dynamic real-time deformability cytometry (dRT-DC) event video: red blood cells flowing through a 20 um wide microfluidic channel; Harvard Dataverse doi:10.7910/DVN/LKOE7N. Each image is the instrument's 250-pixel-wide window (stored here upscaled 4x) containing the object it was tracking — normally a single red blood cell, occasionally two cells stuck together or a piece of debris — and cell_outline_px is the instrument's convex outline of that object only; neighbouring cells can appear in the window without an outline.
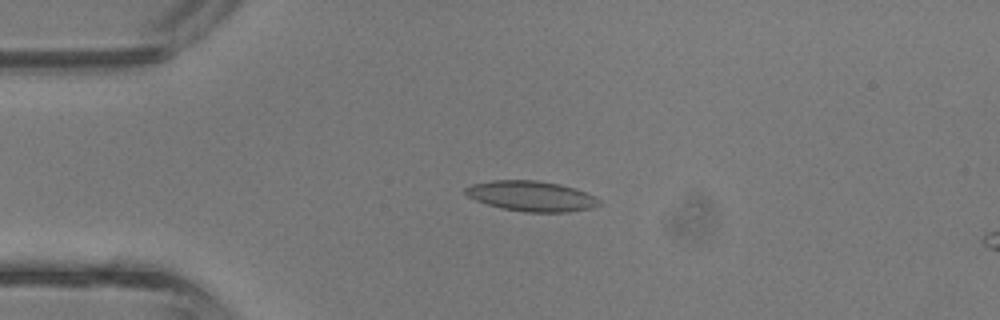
{"species": "common noctule bat (a hibernating species)", "species_latin": "Nyctalus noctula", "temperature_condition": "room temperature", "stored_images_in_passage": 37, "camera_frame_rate_fps": 3000, "um_per_image_px": 0.085, "animal": {"sex": "male", "body_mass_g": 13.3}, "frame": {"image": 1, "passage_image": 9, "time_ms": 2.667, "image_size_px": [1000, 320], "cell_outline_px": [[600, 204], [592, 208], [568, 212], [524, 212], [504, 208], [488, 204], [476, 200], [468, 196], [464, 192], [464, 188], [472, 184], [492, 180], [536, 180], [560, 184], [576, 188], [600, 200]], "centroid_in_image_um": [45.16, 16.66], "position_along_channel_um": 39.8, "area_um2": 23.47}}
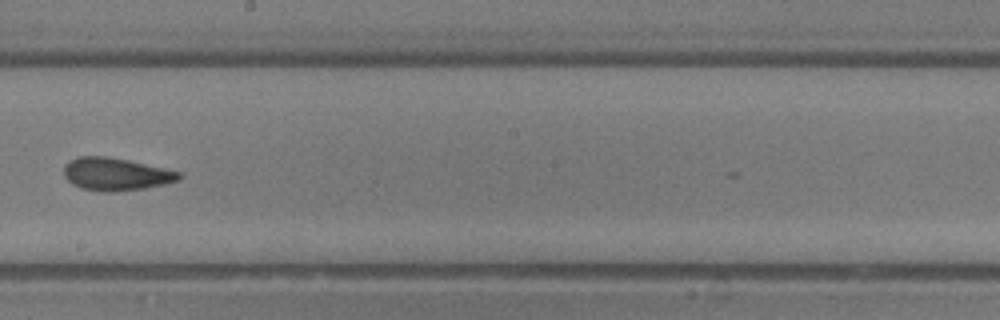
{"frame": {"image": 2, "passage_image": 23, "time_ms": 7.333, "image_size_px": [1000, 320], "cell_outline_px": [[184, 176], [180, 180], [168, 184], [144, 188], [112, 192], [100, 192], [80, 188], [72, 184], [64, 176], [64, 164], [68, 160], [80, 156], [108, 156], [128, 160], [164, 168], [180, 172]], "centroid_in_image_um": [9.85, 14.81], "position_along_channel_um": 238.3, "area_um2": 22.25}}
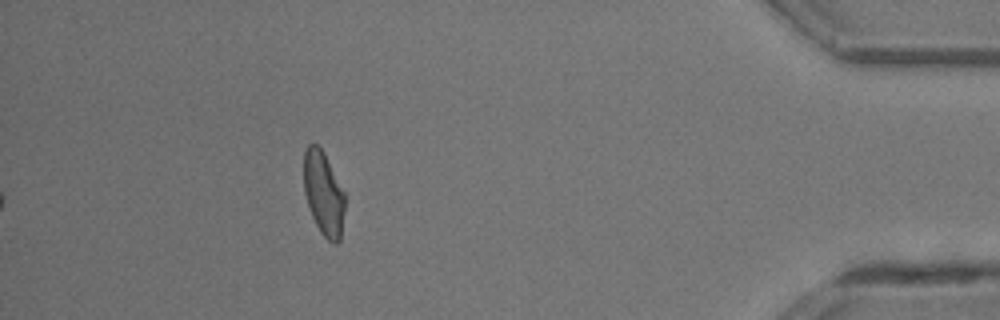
{"frame": {"image": 3, "passage_image": 37, "time_ms": 12.0, "image_size_px": [1000, 320], "cell_outline_px": [[344, 212], [340, 240], [336, 244], [332, 244], [320, 232], [312, 216], [304, 192], [304, 152], [308, 144], [316, 144], [324, 152], [344, 192]], "centroid_in_image_um": [27.5, 16.45], "position_along_channel_um": 407.7, "area_um2": 19.94}, "authors_computed_cell_mechanics": {"area_um2": 21.8484, "velocity_mm_per_s": 4.8386, "shape_relaxation_time_tau1_ms": null, "shape_relaxation_time_tau2_ms": 1.7537, "deformation_change_tau1": null, "deformation_change_tau2": 0.0941}}